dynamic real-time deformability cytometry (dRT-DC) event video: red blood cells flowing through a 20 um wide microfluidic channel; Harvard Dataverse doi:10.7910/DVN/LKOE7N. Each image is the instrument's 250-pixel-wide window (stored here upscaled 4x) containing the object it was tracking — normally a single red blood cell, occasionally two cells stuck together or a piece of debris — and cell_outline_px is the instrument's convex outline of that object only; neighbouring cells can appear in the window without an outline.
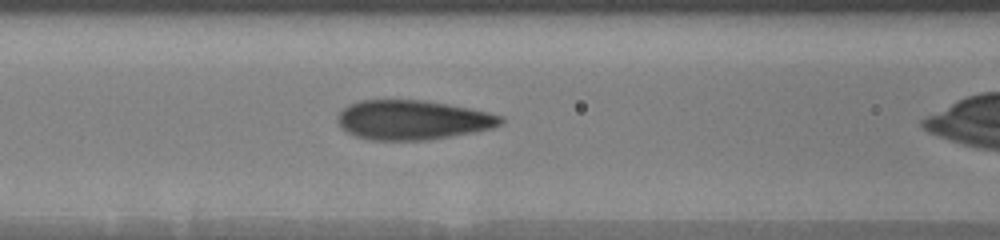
{"species": "human", "species_latin": "Homo sapiens", "temperature_condition": "warm", "stored_images_in_passage": 70, "camera_frame_rate_fps": 3000, "um_per_image_px": 0.085, "donor": {"sex": "male"}, "frame": {"image": 1, "passage_image": 34, "time_ms": 6.667, "image_size_px": [1000, 240], "cell_outline_px": [[504, 120], [500, 124], [488, 128], [428, 140], [372, 140], [356, 136], [348, 132], [336, 120], [336, 116], [348, 104], [360, 100], [428, 100], [468, 108], [500, 116]], "centroid_in_image_um": [34.99, 10.18], "position_along_channel_um": 131.6, "area_um2": 36.93}}
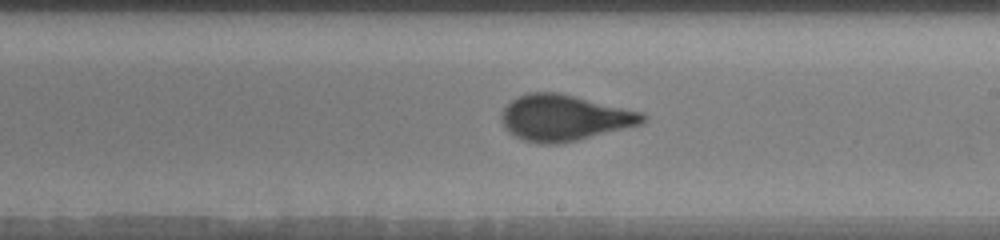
{"frame": {"image": 2, "passage_image": 47, "time_ms": 9.667, "image_size_px": [1000, 240], "cell_outline_px": [[648, 116], [640, 124], [560, 144], [540, 144], [516, 136], [504, 124], [504, 108], [512, 100], [528, 92], [560, 92], [640, 112]], "centroid_in_image_um": [47.99, 10.0], "position_along_channel_um": 241.0, "area_um2": 36.82}}
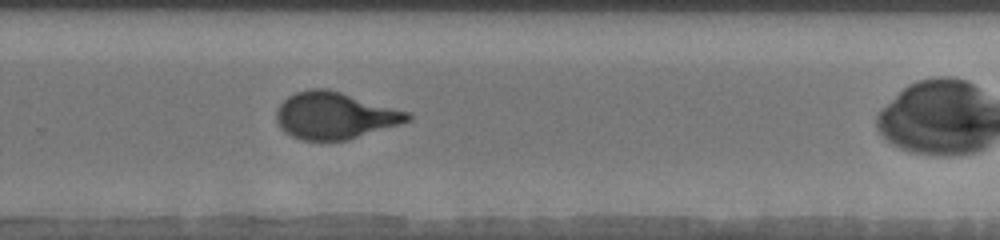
{"frame": {"image": 3, "passage_image": 55, "time_ms": 11.333, "image_size_px": [1000, 240], "cell_outline_px": [[412, 120], [400, 124], [348, 140], [300, 140], [292, 136], [276, 120], [276, 112], [280, 104], [288, 96], [296, 92], [308, 88], [328, 88], [408, 112], [412, 116]], "centroid_in_image_um": [28.46, 9.81], "position_along_channel_um": 301.3, "area_um2": 35.55}}